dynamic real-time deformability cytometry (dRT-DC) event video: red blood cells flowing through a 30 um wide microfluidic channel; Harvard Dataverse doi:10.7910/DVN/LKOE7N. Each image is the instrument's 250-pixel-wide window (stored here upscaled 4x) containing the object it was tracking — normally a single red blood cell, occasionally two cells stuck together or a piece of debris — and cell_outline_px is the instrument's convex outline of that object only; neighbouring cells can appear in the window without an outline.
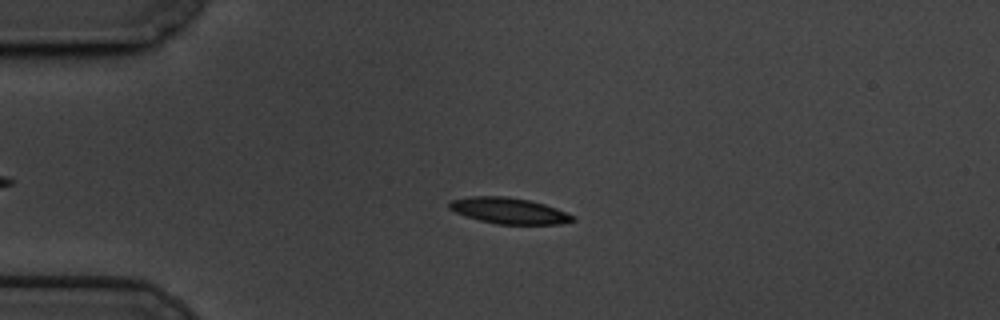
{"species": "common noctule bat (a hibernating species)", "species_latin": "Nyctalus noctula", "temperature_condition": "cold", "stored_images_in_passage": 50, "camera_frame_rate_fps": 3000, "um_per_image_px": 0.085, "animal": {"sex": "male", "body_mass_g": 19.5, "forearm_length_mm": 54.6}, "frame": {"image": 1, "passage_image": 11, "time_ms": 3.333, "image_size_px": [1000, 320], "cell_outline_px": [[576, 220], [560, 224], [496, 224], [480, 220], [456, 212], [448, 208], [448, 204], [452, 200], [468, 196], [508, 196], [528, 200], [544, 204], [556, 208], [576, 216]], "centroid_in_image_um": [43.29, 17.91], "position_along_channel_um": 41.7, "area_um2": 18.67}}
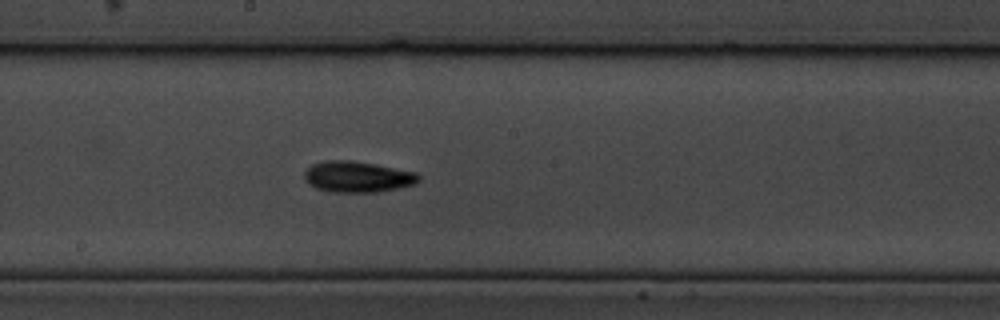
{"frame": {"image": 2, "passage_image": 29, "time_ms": 9.333, "image_size_px": [1000, 320], "cell_outline_px": [[420, 180], [416, 184], [380, 192], [332, 192], [316, 188], [308, 184], [304, 180], [304, 172], [312, 164], [328, 160], [348, 160], [376, 164], [416, 172], [420, 176]], "centroid_in_image_um": [30.39, 15.03], "position_along_channel_um": 217.8, "area_um2": 20.81}}
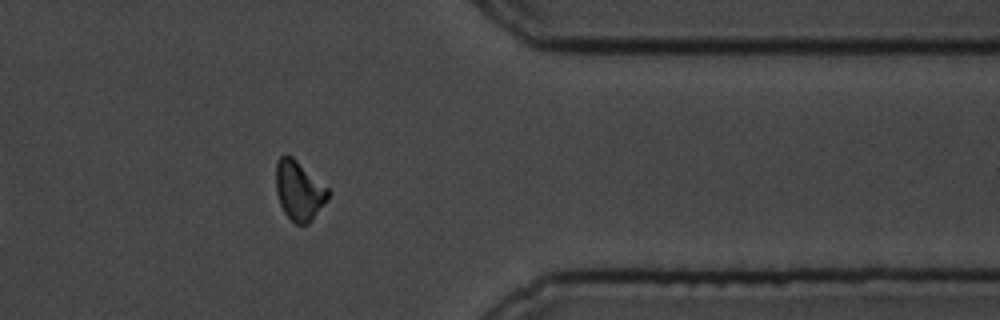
{"frame": {"image": 3, "passage_image": 45, "time_ms": 14.667, "image_size_px": [1000, 320], "cell_outline_px": [[332, 192], [324, 204], [312, 220], [308, 224], [296, 224], [284, 212], [280, 204], [276, 192], [276, 164], [280, 156], [284, 152], [292, 156], [328, 188]], "centroid_in_image_um": [25.42, 16.18], "position_along_channel_um": 386.0, "area_um2": 18.09}, "authors_computed_cell_mechanics": {"area_um2": 18.496, "velocity_mm_per_s": 3.3821, "shape_relaxation_time_tau1_ms": 2.5331, "shape_relaxation_time_tau2_ms": 4.5953, "deformation_change_tau1": 0.1022, "deformation_change_tau2": 0.1047}}